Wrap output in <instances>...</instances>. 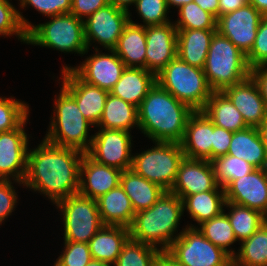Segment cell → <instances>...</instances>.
Masks as SVG:
<instances>
[{"instance_id": "6da1fadb", "label": "cell", "mask_w": 267, "mask_h": 266, "mask_svg": "<svg viewBox=\"0 0 267 266\" xmlns=\"http://www.w3.org/2000/svg\"><path fill=\"white\" fill-rule=\"evenodd\" d=\"M83 155L79 150L54 145L43 139L37 148L28 149L23 186L41 192L53 204L78 194Z\"/></svg>"}, {"instance_id": "7a4b0ae2", "label": "cell", "mask_w": 267, "mask_h": 266, "mask_svg": "<svg viewBox=\"0 0 267 266\" xmlns=\"http://www.w3.org/2000/svg\"><path fill=\"white\" fill-rule=\"evenodd\" d=\"M193 112L156 82L138 107L139 130L153 142L181 143Z\"/></svg>"}, {"instance_id": "3957f363", "label": "cell", "mask_w": 267, "mask_h": 266, "mask_svg": "<svg viewBox=\"0 0 267 266\" xmlns=\"http://www.w3.org/2000/svg\"><path fill=\"white\" fill-rule=\"evenodd\" d=\"M183 213L182 199L165 191L153 206L135 213L129 227L130 239L166 252L181 234L178 233L177 226ZM176 231L178 234L174 235Z\"/></svg>"}, {"instance_id": "277c9868", "label": "cell", "mask_w": 267, "mask_h": 266, "mask_svg": "<svg viewBox=\"0 0 267 266\" xmlns=\"http://www.w3.org/2000/svg\"><path fill=\"white\" fill-rule=\"evenodd\" d=\"M57 97L54 99V116L44 139L54 145L87 153L93 139L89 128L94 125L83 116L76 100L63 87Z\"/></svg>"}, {"instance_id": "5b68a950", "label": "cell", "mask_w": 267, "mask_h": 266, "mask_svg": "<svg viewBox=\"0 0 267 266\" xmlns=\"http://www.w3.org/2000/svg\"><path fill=\"white\" fill-rule=\"evenodd\" d=\"M203 71L213 91H222L251 75L246 55L218 31L212 36Z\"/></svg>"}, {"instance_id": "8992f818", "label": "cell", "mask_w": 267, "mask_h": 266, "mask_svg": "<svg viewBox=\"0 0 267 266\" xmlns=\"http://www.w3.org/2000/svg\"><path fill=\"white\" fill-rule=\"evenodd\" d=\"M156 82L194 111H201L213 93L203 69L189 65L178 56L156 75Z\"/></svg>"}, {"instance_id": "52a82bcc", "label": "cell", "mask_w": 267, "mask_h": 266, "mask_svg": "<svg viewBox=\"0 0 267 266\" xmlns=\"http://www.w3.org/2000/svg\"><path fill=\"white\" fill-rule=\"evenodd\" d=\"M50 21L33 25L27 32V43L53 48L61 52L85 54L88 48L84 37V20L72 13L51 16Z\"/></svg>"}, {"instance_id": "ba28073f", "label": "cell", "mask_w": 267, "mask_h": 266, "mask_svg": "<svg viewBox=\"0 0 267 266\" xmlns=\"http://www.w3.org/2000/svg\"><path fill=\"white\" fill-rule=\"evenodd\" d=\"M153 143L154 147L133 156L131 169L148 181L170 191L180 163L185 157L182 146L175 142Z\"/></svg>"}, {"instance_id": "9c48e42d", "label": "cell", "mask_w": 267, "mask_h": 266, "mask_svg": "<svg viewBox=\"0 0 267 266\" xmlns=\"http://www.w3.org/2000/svg\"><path fill=\"white\" fill-rule=\"evenodd\" d=\"M181 266H230L233 258L198 230L186 225L166 251Z\"/></svg>"}, {"instance_id": "30bf717a", "label": "cell", "mask_w": 267, "mask_h": 266, "mask_svg": "<svg viewBox=\"0 0 267 266\" xmlns=\"http://www.w3.org/2000/svg\"><path fill=\"white\" fill-rule=\"evenodd\" d=\"M56 206L63 215L64 241L88 243L104 226L95 199L75 194Z\"/></svg>"}, {"instance_id": "8fae6325", "label": "cell", "mask_w": 267, "mask_h": 266, "mask_svg": "<svg viewBox=\"0 0 267 266\" xmlns=\"http://www.w3.org/2000/svg\"><path fill=\"white\" fill-rule=\"evenodd\" d=\"M129 131L103 129L93 135L87 154L95 161L121 171L132 167L131 143Z\"/></svg>"}, {"instance_id": "7c38bea8", "label": "cell", "mask_w": 267, "mask_h": 266, "mask_svg": "<svg viewBox=\"0 0 267 266\" xmlns=\"http://www.w3.org/2000/svg\"><path fill=\"white\" fill-rule=\"evenodd\" d=\"M130 16L129 12L108 4L87 17L84 20V37L88 50L92 41L113 50Z\"/></svg>"}, {"instance_id": "4fadbf2b", "label": "cell", "mask_w": 267, "mask_h": 266, "mask_svg": "<svg viewBox=\"0 0 267 266\" xmlns=\"http://www.w3.org/2000/svg\"><path fill=\"white\" fill-rule=\"evenodd\" d=\"M28 117L16 128L0 132V180H13L22 185L27 172Z\"/></svg>"}, {"instance_id": "5bb4252c", "label": "cell", "mask_w": 267, "mask_h": 266, "mask_svg": "<svg viewBox=\"0 0 267 266\" xmlns=\"http://www.w3.org/2000/svg\"><path fill=\"white\" fill-rule=\"evenodd\" d=\"M263 15L250 3L217 19V31L247 55L252 49Z\"/></svg>"}, {"instance_id": "9a60e30c", "label": "cell", "mask_w": 267, "mask_h": 266, "mask_svg": "<svg viewBox=\"0 0 267 266\" xmlns=\"http://www.w3.org/2000/svg\"><path fill=\"white\" fill-rule=\"evenodd\" d=\"M94 49L96 53L87 57L80 66L66 65L62 71L71 69L82 81L110 92L121 78L126 66L113 50H109L106 54L99 53V49L95 46Z\"/></svg>"}, {"instance_id": "2e32d148", "label": "cell", "mask_w": 267, "mask_h": 266, "mask_svg": "<svg viewBox=\"0 0 267 266\" xmlns=\"http://www.w3.org/2000/svg\"><path fill=\"white\" fill-rule=\"evenodd\" d=\"M224 190L226 202L258 210L267 217V168H256Z\"/></svg>"}, {"instance_id": "e0dca14e", "label": "cell", "mask_w": 267, "mask_h": 266, "mask_svg": "<svg viewBox=\"0 0 267 266\" xmlns=\"http://www.w3.org/2000/svg\"><path fill=\"white\" fill-rule=\"evenodd\" d=\"M173 23L146 26V70L155 75L177 57V28Z\"/></svg>"}, {"instance_id": "ac0fdd59", "label": "cell", "mask_w": 267, "mask_h": 266, "mask_svg": "<svg viewBox=\"0 0 267 266\" xmlns=\"http://www.w3.org/2000/svg\"><path fill=\"white\" fill-rule=\"evenodd\" d=\"M218 186L211 161L184 157L170 192L179 198L214 190Z\"/></svg>"}, {"instance_id": "d6986e66", "label": "cell", "mask_w": 267, "mask_h": 266, "mask_svg": "<svg viewBox=\"0 0 267 266\" xmlns=\"http://www.w3.org/2000/svg\"><path fill=\"white\" fill-rule=\"evenodd\" d=\"M61 74V86L76 100L83 116L96 127L109 92L82 81L71 69L61 71Z\"/></svg>"}, {"instance_id": "ffe728a7", "label": "cell", "mask_w": 267, "mask_h": 266, "mask_svg": "<svg viewBox=\"0 0 267 266\" xmlns=\"http://www.w3.org/2000/svg\"><path fill=\"white\" fill-rule=\"evenodd\" d=\"M122 171L93 160L87 153L80 165L78 194L98 199L120 185Z\"/></svg>"}, {"instance_id": "44dd1931", "label": "cell", "mask_w": 267, "mask_h": 266, "mask_svg": "<svg viewBox=\"0 0 267 266\" xmlns=\"http://www.w3.org/2000/svg\"><path fill=\"white\" fill-rule=\"evenodd\" d=\"M222 92L242 114L249 127H258L265 120L267 107L251 75L239 83L226 87Z\"/></svg>"}, {"instance_id": "7402d4cb", "label": "cell", "mask_w": 267, "mask_h": 266, "mask_svg": "<svg viewBox=\"0 0 267 266\" xmlns=\"http://www.w3.org/2000/svg\"><path fill=\"white\" fill-rule=\"evenodd\" d=\"M212 143L213 122L202 111H194L180 143L185 157L212 161Z\"/></svg>"}, {"instance_id": "603a6c76", "label": "cell", "mask_w": 267, "mask_h": 266, "mask_svg": "<svg viewBox=\"0 0 267 266\" xmlns=\"http://www.w3.org/2000/svg\"><path fill=\"white\" fill-rule=\"evenodd\" d=\"M156 83V75L145 68L126 67L110 94L139 107Z\"/></svg>"}, {"instance_id": "cb8c5ba5", "label": "cell", "mask_w": 267, "mask_h": 266, "mask_svg": "<svg viewBox=\"0 0 267 266\" xmlns=\"http://www.w3.org/2000/svg\"><path fill=\"white\" fill-rule=\"evenodd\" d=\"M216 31L177 29V56L189 65L203 69L212 36Z\"/></svg>"}, {"instance_id": "d4e9b609", "label": "cell", "mask_w": 267, "mask_h": 266, "mask_svg": "<svg viewBox=\"0 0 267 266\" xmlns=\"http://www.w3.org/2000/svg\"><path fill=\"white\" fill-rule=\"evenodd\" d=\"M129 238V228L104 225L88 242L92 259L113 266Z\"/></svg>"}, {"instance_id": "484cf974", "label": "cell", "mask_w": 267, "mask_h": 266, "mask_svg": "<svg viewBox=\"0 0 267 266\" xmlns=\"http://www.w3.org/2000/svg\"><path fill=\"white\" fill-rule=\"evenodd\" d=\"M96 201L104 225L127 228L131 226L135 211L121 185L100 196Z\"/></svg>"}, {"instance_id": "4316f807", "label": "cell", "mask_w": 267, "mask_h": 266, "mask_svg": "<svg viewBox=\"0 0 267 266\" xmlns=\"http://www.w3.org/2000/svg\"><path fill=\"white\" fill-rule=\"evenodd\" d=\"M113 51L126 67L146 69V26L129 22Z\"/></svg>"}, {"instance_id": "83f0119b", "label": "cell", "mask_w": 267, "mask_h": 266, "mask_svg": "<svg viewBox=\"0 0 267 266\" xmlns=\"http://www.w3.org/2000/svg\"><path fill=\"white\" fill-rule=\"evenodd\" d=\"M120 185L130 198L135 213L153 206L166 191L160 185L136 174L132 169L122 171Z\"/></svg>"}, {"instance_id": "f1b7e54d", "label": "cell", "mask_w": 267, "mask_h": 266, "mask_svg": "<svg viewBox=\"0 0 267 266\" xmlns=\"http://www.w3.org/2000/svg\"><path fill=\"white\" fill-rule=\"evenodd\" d=\"M228 155L244 159L255 168H267V154L257 127L233 132Z\"/></svg>"}, {"instance_id": "f546056e", "label": "cell", "mask_w": 267, "mask_h": 266, "mask_svg": "<svg viewBox=\"0 0 267 266\" xmlns=\"http://www.w3.org/2000/svg\"><path fill=\"white\" fill-rule=\"evenodd\" d=\"M182 202L183 209H187L192 220L200 225L224 212L225 190L218 185L211 191L184 196Z\"/></svg>"}, {"instance_id": "4dcf8cb0", "label": "cell", "mask_w": 267, "mask_h": 266, "mask_svg": "<svg viewBox=\"0 0 267 266\" xmlns=\"http://www.w3.org/2000/svg\"><path fill=\"white\" fill-rule=\"evenodd\" d=\"M214 125L236 132L249 127L242 114L222 91H213L201 110Z\"/></svg>"}, {"instance_id": "1f68e13d", "label": "cell", "mask_w": 267, "mask_h": 266, "mask_svg": "<svg viewBox=\"0 0 267 266\" xmlns=\"http://www.w3.org/2000/svg\"><path fill=\"white\" fill-rule=\"evenodd\" d=\"M96 127L131 132V128H139L138 107L109 93Z\"/></svg>"}, {"instance_id": "d6a6232c", "label": "cell", "mask_w": 267, "mask_h": 266, "mask_svg": "<svg viewBox=\"0 0 267 266\" xmlns=\"http://www.w3.org/2000/svg\"><path fill=\"white\" fill-rule=\"evenodd\" d=\"M225 206L230 208V212L225 214L240 243L251 237L267 221V217L258 210L231 202H226Z\"/></svg>"}, {"instance_id": "836d02e7", "label": "cell", "mask_w": 267, "mask_h": 266, "mask_svg": "<svg viewBox=\"0 0 267 266\" xmlns=\"http://www.w3.org/2000/svg\"><path fill=\"white\" fill-rule=\"evenodd\" d=\"M233 261L244 266H267V221L241 242Z\"/></svg>"}, {"instance_id": "e575fe53", "label": "cell", "mask_w": 267, "mask_h": 266, "mask_svg": "<svg viewBox=\"0 0 267 266\" xmlns=\"http://www.w3.org/2000/svg\"><path fill=\"white\" fill-rule=\"evenodd\" d=\"M199 226L198 230L206 239L215 246L222 248L232 258L236 255L234 250L229 249L230 245L235 243L237 239L225 211L219 216L203 222Z\"/></svg>"}, {"instance_id": "d590c367", "label": "cell", "mask_w": 267, "mask_h": 266, "mask_svg": "<svg viewBox=\"0 0 267 266\" xmlns=\"http://www.w3.org/2000/svg\"><path fill=\"white\" fill-rule=\"evenodd\" d=\"M161 253L162 251L151 245L129 238L113 266H154Z\"/></svg>"}, {"instance_id": "8d00e7d4", "label": "cell", "mask_w": 267, "mask_h": 266, "mask_svg": "<svg viewBox=\"0 0 267 266\" xmlns=\"http://www.w3.org/2000/svg\"><path fill=\"white\" fill-rule=\"evenodd\" d=\"M33 25L9 0H0V36L16 35L18 40L27 43V32Z\"/></svg>"}, {"instance_id": "74e56055", "label": "cell", "mask_w": 267, "mask_h": 266, "mask_svg": "<svg viewBox=\"0 0 267 266\" xmlns=\"http://www.w3.org/2000/svg\"><path fill=\"white\" fill-rule=\"evenodd\" d=\"M215 170V179L219 186L224 189L235 179L251 173L256 168L232 155L219 156L211 161Z\"/></svg>"}, {"instance_id": "f35d334b", "label": "cell", "mask_w": 267, "mask_h": 266, "mask_svg": "<svg viewBox=\"0 0 267 266\" xmlns=\"http://www.w3.org/2000/svg\"><path fill=\"white\" fill-rule=\"evenodd\" d=\"M178 11L179 18L174 23L177 29L217 30L216 17L204 11L194 1L185 4Z\"/></svg>"}, {"instance_id": "ab89813d", "label": "cell", "mask_w": 267, "mask_h": 266, "mask_svg": "<svg viewBox=\"0 0 267 266\" xmlns=\"http://www.w3.org/2000/svg\"><path fill=\"white\" fill-rule=\"evenodd\" d=\"M29 115L24 101L0 97V132L16 129Z\"/></svg>"}, {"instance_id": "60d3db41", "label": "cell", "mask_w": 267, "mask_h": 266, "mask_svg": "<svg viewBox=\"0 0 267 266\" xmlns=\"http://www.w3.org/2000/svg\"><path fill=\"white\" fill-rule=\"evenodd\" d=\"M143 20L144 24L134 23L131 17L129 22L141 26L161 25L169 21L167 13L169 12L166 0H136L134 5Z\"/></svg>"}, {"instance_id": "b9f144b4", "label": "cell", "mask_w": 267, "mask_h": 266, "mask_svg": "<svg viewBox=\"0 0 267 266\" xmlns=\"http://www.w3.org/2000/svg\"><path fill=\"white\" fill-rule=\"evenodd\" d=\"M92 260L88 243L64 241L63 253L54 266H86Z\"/></svg>"}, {"instance_id": "7bdbcfd3", "label": "cell", "mask_w": 267, "mask_h": 266, "mask_svg": "<svg viewBox=\"0 0 267 266\" xmlns=\"http://www.w3.org/2000/svg\"><path fill=\"white\" fill-rule=\"evenodd\" d=\"M246 59L251 70L267 65V16L260 20L254 45Z\"/></svg>"}, {"instance_id": "ee69618b", "label": "cell", "mask_w": 267, "mask_h": 266, "mask_svg": "<svg viewBox=\"0 0 267 266\" xmlns=\"http://www.w3.org/2000/svg\"><path fill=\"white\" fill-rule=\"evenodd\" d=\"M20 7H34L41 14L47 17L56 16L59 14L70 13L72 0H19Z\"/></svg>"}, {"instance_id": "f6af8a7d", "label": "cell", "mask_w": 267, "mask_h": 266, "mask_svg": "<svg viewBox=\"0 0 267 266\" xmlns=\"http://www.w3.org/2000/svg\"><path fill=\"white\" fill-rule=\"evenodd\" d=\"M17 193L11 180H0V225L14 211Z\"/></svg>"}, {"instance_id": "bcb514c9", "label": "cell", "mask_w": 267, "mask_h": 266, "mask_svg": "<svg viewBox=\"0 0 267 266\" xmlns=\"http://www.w3.org/2000/svg\"><path fill=\"white\" fill-rule=\"evenodd\" d=\"M233 132L213 124L212 161L219 156L227 155Z\"/></svg>"}, {"instance_id": "7dc6e473", "label": "cell", "mask_w": 267, "mask_h": 266, "mask_svg": "<svg viewBox=\"0 0 267 266\" xmlns=\"http://www.w3.org/2000/svg\"><path fill=\"white\" fill-rule=\"evenodd\" d=\"M109 4L108 0H72L70 13L79 19L85 20L92 13Z\"/></svg>"}, {"instance_id": "c3c4849f", "label": "cell", "mask_w": 267, "mask_h": 266, "mask_svg": "<svg viewBox=\"0 0 267 266\" xmlns=\"http://www.w3.org/2000/svg\"><path fill=\"white\" fill-rule=\"evenodd\" d=\"M251 76L257 83L261 96L267 107V65L252 69Z\"/></svg>"}, {"instance_id": "681fc988", "label": "cell", "mask_w": 267, "mask_h": 266, "mask_svg": "<svg viewBox=\"0 0 267 266\" xmlns=\"http://www.w3.org/2000/svg\"><path fill=\"white\" fill-rule=\"evenodd\" d=\"M218 4H219L218 18H219L224 14L233 12L249 4V0H218Z\"/></svg>"}, {"instance_id": "f907efd6", "label": "cell", "mask_w": 267, "mask_h": 266, "mask_svg": "<svg viewBox=\"0 0 267 266\" xmlns=\"http://www.w3.org/2000/svg\"><path fill=\"white\" fill-rule=\"evenodd\" d=\"M204 11L214 15L218 19L219 4L218 0H194Z\"/></svg>"}, {"instance_id": "816d5d0a", "label": "cell", "mask_w": 267, "mask_h": 266, "mask_svg": "<svg viewBox=\"0 0 267 266\" xmlns=\"http://www.w3.org/2000/svg\"><path fill=\"white\" fill-rule=\"evenodd\" d=\"M154 266H181V265H179L169 254H167L166 252H162L155 261Z\"/></svg>"}, {"instance_id": "f5cc1de1", "label": "cell", "mask_w": 267, "mask_h": 266, "mask_svg": "<svg viewBox=\"0 0 267 266\" xmlns=\"http://www.w3.org/2000/svg\"><path fill=\"white\" fill-rule=\"evenodd\" d=\"M108 1L109 4H112L115 7L127 12H130V10L128 9L129 6L136 3V0H108Z\"/></svg>"}, {"instance_id": "db71d44e", "label": "cell", "mask_w": 267, "mask_h": 266, "mask_svg": "<svg viewBox=\"0 0 267 266\" xmlns=\"http://www.w3.org/2000/svg\"><path fill=\"white\" fill-rule=\"evenodd\" d=\"M249 3L253 5L263 16H267V0H249Z\"/></svg>"}, {"instance_id": "11a10c76", "label": "cell", "mask_w": 267, "mask_h": 266, "mask_svg": "<svg viewBox=\"0 0 267 266\" xmlns=\"http://www.w3.org/2000/svg\"><path fill=\"white\" fill-rule=\"evenodd\" d=\"M267 154V116L260 126L257 127Z\"/></svg>"}, {"instance_id": "9f6ffc18", "label": "cell", "mask_w": 267, "mask_h": 266, "mask_svg": "<svg viewBox=\"0 0 267 266\" xmlns=\"http://www.w3.org/2000/svg\"><path fill=\"white\" fill-rule=\"evenodd\" d=\"M193 1L194 0H166L168 9L171 8V6H176L178 9H180L185 4H188Z\"/></svg>"}, {"instance_id": "6f0895ef", "label": "cell", "mask_w": 267, "mask_h": 266, "mask_svg": "<svg viewBox=\"0 0 267 266\" xmlns=\"http://www.w3.org/2000/svg\"><path fill=\"white\" fill-rule=\"evenodd\" d=\"M86 266H112V265L106 262L92 259Z\"/></svg>"}, {"instance_id": "680465c9", "label": "cell", "mask_w": 267, "mask_h": 266, "mask_svg": "<svg viewBox=\"0 0 267 266\" xmlns=\"http://www.w3.org/2000/svg\"><path fill=\"white\" fill-rule=\"evenodd\" d=\"M230 266H244V265H238L232 260V262L230 263Z\"/></svg>"}]
</instances>
